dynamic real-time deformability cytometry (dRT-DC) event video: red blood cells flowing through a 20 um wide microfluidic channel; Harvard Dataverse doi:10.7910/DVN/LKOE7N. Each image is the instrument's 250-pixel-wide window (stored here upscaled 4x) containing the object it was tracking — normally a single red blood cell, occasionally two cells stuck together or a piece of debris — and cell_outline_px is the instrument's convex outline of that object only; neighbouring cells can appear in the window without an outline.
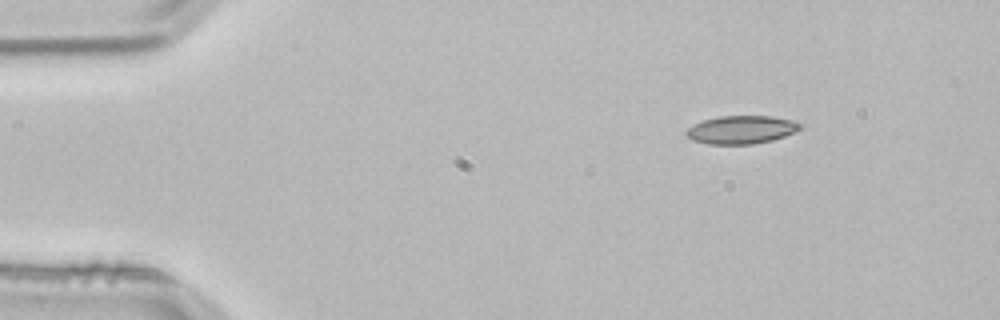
{"species": "common noctule bat (a hibernating species)", "species_latin": "Nyctalus noctula", "temperature_condition": "room temperature", "stored_images_in_passage": 3, "camera_frame_rate_fps": 3000, "um_per_image_px": 0.085, "animal": {"sex": "male", "body_mass_g": 21.5, "forearm_length_mm": 52.0}, "frame": {"image": 1, "passage_image": 1, "time_ms": 0.0, "image_size_px": [1000, 320], "cell_outline_px": [[804, 124], [796, 132], [772, 140], [752, 144], [708, 144], [692, 140], [684, 132], [688, 128], [704, 120], [720, 116], [772, 116], [792, 120]], "centroid_in_image_um": [63.04, 11.02], "position_along_channel_um": 22.0, "area_um2": 18.61}}
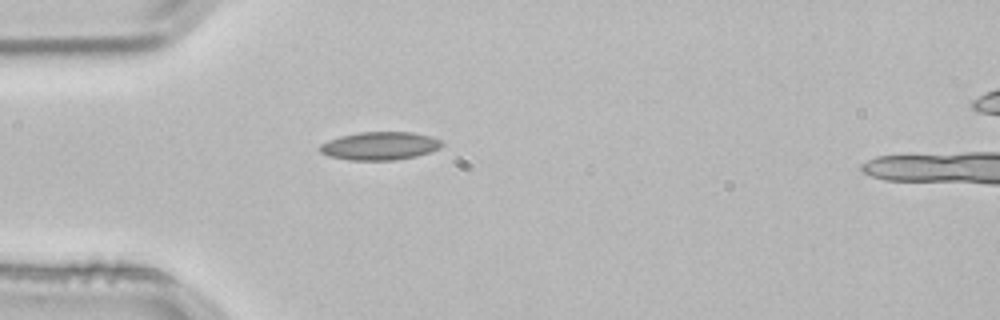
{"frame": {"image": 2, "passage_image": 3, "time_ms": 0.667, "image_size_px": [1000, 320], "cell_outline_px": [[444, 144], [440, 148], [416, 156], [392, 160], [352, 160], [328, 156], [320, 152], [320, 144], [328, 140], [340, 136], [360, 132], [412, 132], [432, 136], [440, 140]], "centroid_in_image_um": [32.29, 12.39], "position_along_channel_um": 52.7, "area_um2": 19.94}}